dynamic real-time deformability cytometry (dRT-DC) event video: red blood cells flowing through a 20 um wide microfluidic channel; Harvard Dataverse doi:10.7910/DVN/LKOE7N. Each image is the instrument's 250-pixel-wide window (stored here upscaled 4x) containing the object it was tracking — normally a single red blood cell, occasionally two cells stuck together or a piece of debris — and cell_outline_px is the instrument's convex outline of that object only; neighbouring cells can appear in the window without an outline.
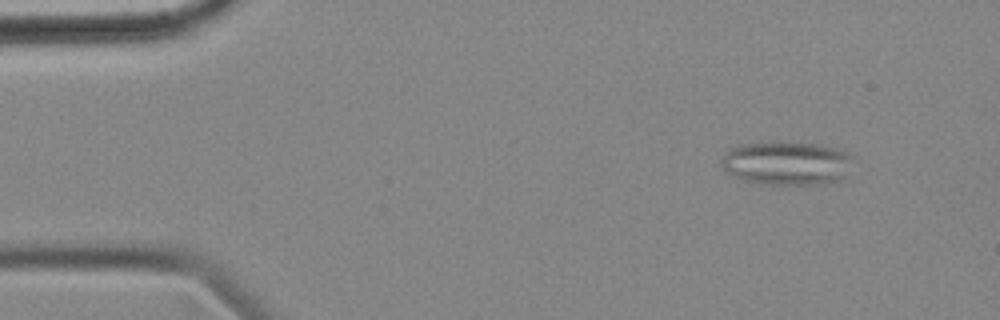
{"species": "common noctule bat (a hibernating species)", "species_latin": "Nyctalus noctula", "temperature_condition": "cold", "stored_images_in_passage": 56, "camera_frame_rate_fps": 3000, "um_per_image_px": 0.085, "animal": {"sex": "female", "body_mass_g": 18.4}, "frame": {"image": 1, "passage_image": 6, "time_ms": 1.667, "image_size_px": [1000, 320], "cell_outline_px": [[852, 156], [844, 180], [820, 184], [760, 184], [744, 180], [728, 172], [720, 164], [720, 160], [732, 148], [744, 144], [820, 144], [836, 148], [848, 152]], "centroid_in_image_um": [66.92, 13.91], "position_along_channel_um": 18.1, "area_um2": 32.71}}
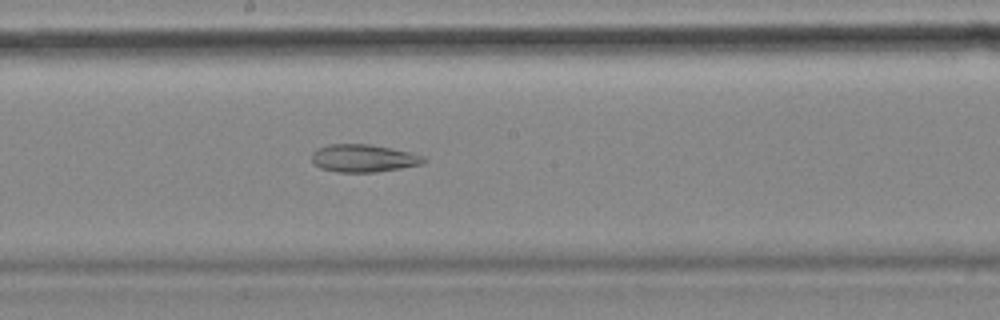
{"frame": {"image": 2, "passage_image": 30, "time_ms": 9.667, "image_size_px": [1000, 320], "cell_outline_px": [[428, 160], [424, 164], [376, 172], [336, 172], [320, 168], [312, 160], [312, 152], [316, 148], [328, 144], [368, 144], [408, 152], [424, 156]], "centroid_in_image_um": [30.88, 13.45], "position_along_channel_um": 217.3, "area_um2": 18.03}}
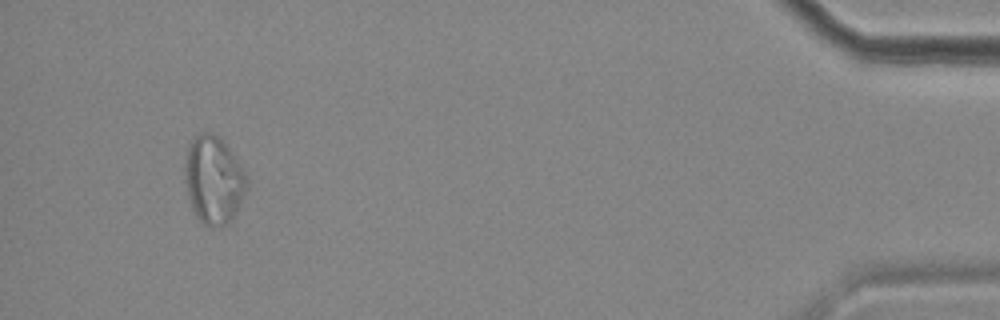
{"frame": {"image": 3, "passage_image": 53, "time_ms": 17.333, "image_size_px": [1000, 320], "cell_outline_px": [[248, 184], [228, 224], [212, 228], [204, 224], [196, 216], [192, 208], [188, 196], [184, 180], [184, 164], [188, 148], [192, 140], [200, 132], [212, 132], [220, 136], [244, 172], [248, 180]], "centroid_in_image_um": [18.11, 15.28], "position_along_channel_um": 417.1, "area_um2": 31.27}, "authors_computed_cell_mechanics": {"area_um2": 26.6169, "velocity_mm_per_s": 3.5579, "shape_relaxation_time_tau1_ms": null, "shape_relaxation_time_tau2_ms": 5.1044, "deformation_change_tau1": null, "deformation_change_tau2": 0.1289}}